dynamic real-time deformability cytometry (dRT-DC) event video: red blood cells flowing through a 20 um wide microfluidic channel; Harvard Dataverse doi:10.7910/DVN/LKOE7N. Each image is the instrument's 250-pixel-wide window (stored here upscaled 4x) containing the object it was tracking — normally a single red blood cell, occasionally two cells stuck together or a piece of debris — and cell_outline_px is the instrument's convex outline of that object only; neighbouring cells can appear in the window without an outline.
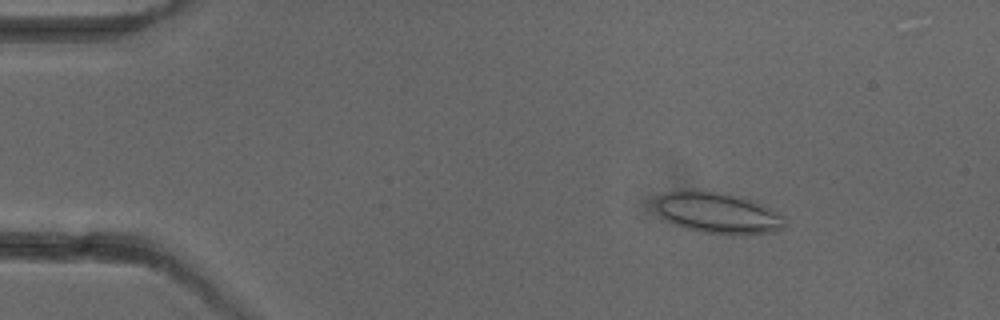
{"species": "common noctule bat (a hibernating species)", "species_latin": "Nyctalus noctula", "temperature_condition": "cold", "stored_images_in_passage": 4, "camera_frame_rate_fps": 3000, "um_per_image_px": 0.085, "animal": {"sex": "female"}, "frame": {"image": 1, "passage_image": 3, "time_ms": 2.333, "image_size_px": [1000, 320], "cell_outline_px": [[784, 228], [772, 232], [748, 236], [732, 236], [700, 232], [672, 224], [660, 216], [656, 208], [656, 200], [664, 192], [712, 192], [736, 196], [756, 200], [784, 216]], "centroid_in_image_um": [61.08, 18.16], "position_along_channel_um": 23.9, "area_um2": 30.98}}